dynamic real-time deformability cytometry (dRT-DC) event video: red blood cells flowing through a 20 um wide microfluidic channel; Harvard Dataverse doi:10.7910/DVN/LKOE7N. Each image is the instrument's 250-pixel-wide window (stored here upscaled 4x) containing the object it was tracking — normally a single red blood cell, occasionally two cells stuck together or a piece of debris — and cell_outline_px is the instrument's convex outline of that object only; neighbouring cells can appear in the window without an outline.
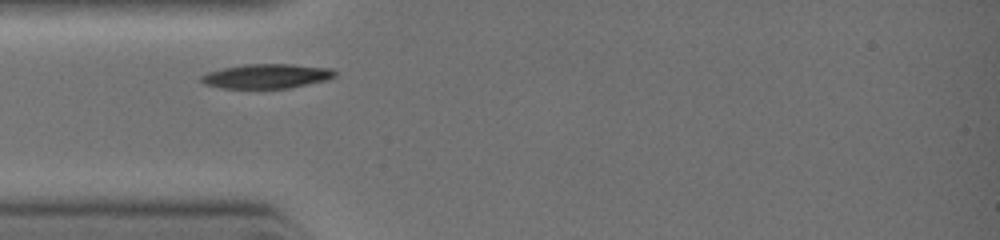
{"species": "common noctule bat (a hibernating species)", "species_latin": "Nyctalus noctula", "temperature_condition": "warm", "stored_images_in_passage": 2, "camera_frame_rate_fps": 3000, "um_per_image_px": 0.085, "animal": {"sex": "female", "body_mass_g": 19.0, "forearm_length_mm": 51.5}, "frame": {"image": 1, "passage_image": 1, "time_ms": 0.0, "image_size_px": [1000, 240], "cell_outline_px": [[336, 76], [324, 80], [288, 88], [220, 88], [204, 84], [200, 80], [200, 76], [208, 72], [224, 68], [244, 64], [292, 64], [332, 68], [336, 72]], "centroid_in_image_um": [22.64, 6.47], "position_along_channel_um": 62.4, "area_um2": 18.96}}